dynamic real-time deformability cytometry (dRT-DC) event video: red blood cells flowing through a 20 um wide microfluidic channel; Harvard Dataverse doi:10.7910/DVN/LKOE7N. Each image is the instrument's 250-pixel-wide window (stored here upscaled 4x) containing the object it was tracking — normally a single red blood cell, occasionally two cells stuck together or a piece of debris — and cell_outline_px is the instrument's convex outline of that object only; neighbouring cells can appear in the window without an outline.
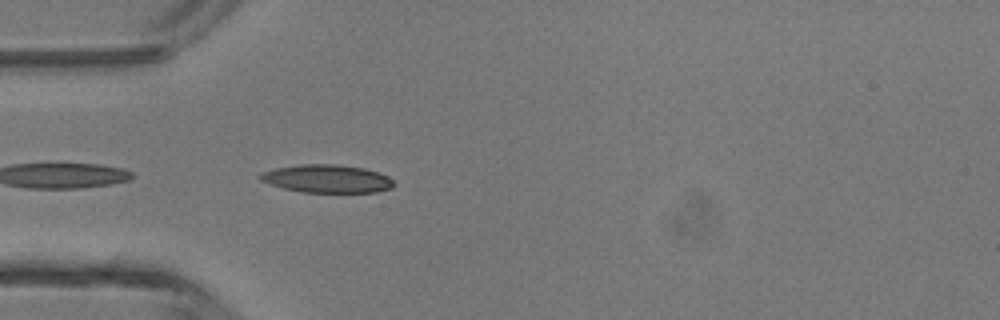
{"species": "common noctule bat (a hibernating species)", "species_latin": "Nyctalus noctula", "temperature_condition": "room temperature", "stored_images_in_passage": 9, "camera_frame_rate_fps": 3000, "um_per_image_px": 0.085, "animal": {"sex": "male", "body_mass_g": 13.3}, "frame": {"image": 1, "passage_image": 1, "time_ms": 0.0, "image_size_px": [1000, 320], "cell_outline_px": [[396, 184], [392, 188], [376, 192], [300, 192], [284, 188], [260, 180], [256, 176], [260, 172], [276, 168], [300, 164], [336, 164], [364, 168], [388, 176]], "centroid_in_image_um": [27.78, 15.19], "position_along_channel_um": 57.2, "area_um2": 21.85}}
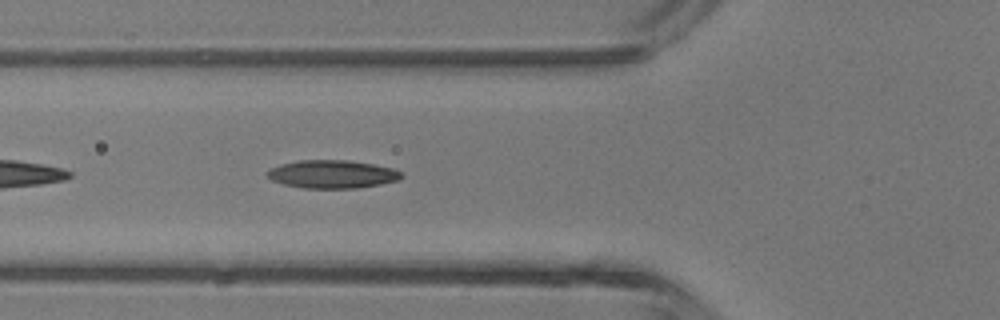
{"frame": {"image": 2, "passage_image": 4, "time_ms": 1.0, "image_size_px": [1000, 320], "cell_outline_px": [[404, 176], [400, 180], [380, 184], [356, 188], [304, 188], [284, 184], [272, 180], [264, 172], [280, 164], [300, 160], [348, 160], [372, 164], [392, 168], [400, 172]], "centroid_in_image_um": [28.24, 14.8], "position_along_channel_um": 97.6, "area_um2": 21.91}}
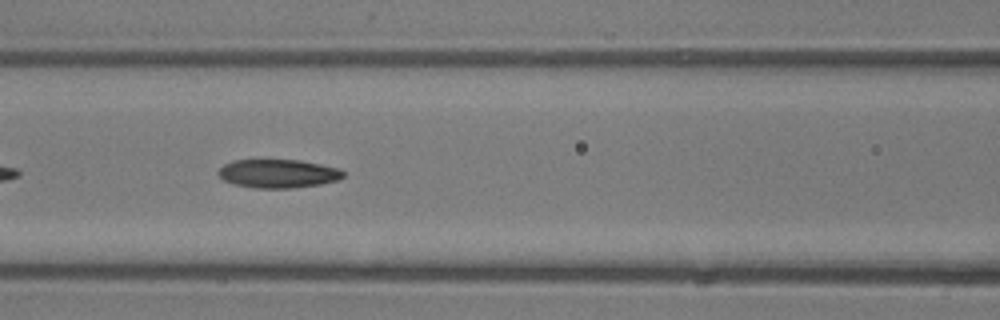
{"frame": {"image": 3, "passage_image": 7, "time_ms": 2.0, "image_size_px": [1000, 320], "cell_outline_px": [[344, 176], [336, 180], [320, 184], [292, 188], [252, 188], [232, 184], [224, 180], [216, 172], [224, 164], [232, 160], [300, 160], [340, 168], [344, 172]], "centroid_in_image_um": [23.61, 14.75], "position_along_channel_um": 143.0, "area_um2": 20.87}}